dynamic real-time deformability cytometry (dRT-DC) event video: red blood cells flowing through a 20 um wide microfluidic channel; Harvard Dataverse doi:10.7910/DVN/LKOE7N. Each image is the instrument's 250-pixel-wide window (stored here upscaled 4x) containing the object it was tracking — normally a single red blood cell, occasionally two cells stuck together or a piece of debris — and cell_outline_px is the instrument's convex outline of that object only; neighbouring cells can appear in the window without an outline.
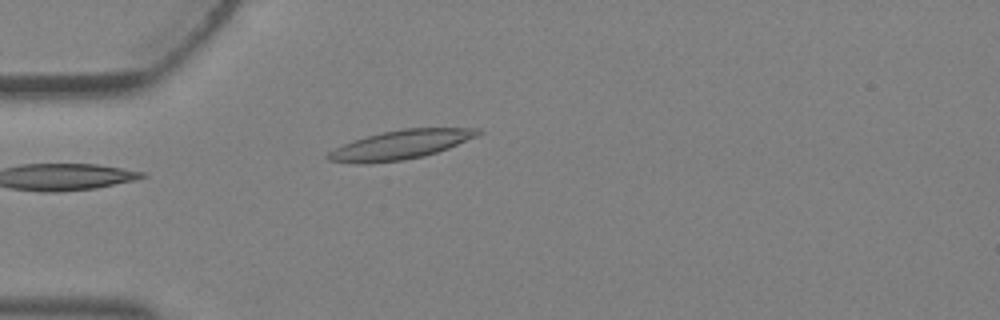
{"species": "Egyptian fruit bat (a non-hibernating species)", "species_latin": "Rousettus aegyptiacus", "temperature_condition": "warm", "stored_images_in_passage": 3, "camera_frame_rate_fps": 3000, "um_per_image_px": 0.085, "animal": {"sex": "female"}, "frame": {"image": 1, "passage_image": 3, "time_ms": 0.667, "image_size_px": [1000, 320], "cell_outline_px": [[484, 132], [476, 136], [448, 148], [424, 156], [400, 160], [364, 164], [356, 164], [328, 160], [324, 156], [328, 152], [352, 140], [384, 132], [404, 128], [480, 128]], "centroid_in_image_um": [34.03, 12.3], "position_along_channel_um": 51.0, "area_um2": 25.14}}